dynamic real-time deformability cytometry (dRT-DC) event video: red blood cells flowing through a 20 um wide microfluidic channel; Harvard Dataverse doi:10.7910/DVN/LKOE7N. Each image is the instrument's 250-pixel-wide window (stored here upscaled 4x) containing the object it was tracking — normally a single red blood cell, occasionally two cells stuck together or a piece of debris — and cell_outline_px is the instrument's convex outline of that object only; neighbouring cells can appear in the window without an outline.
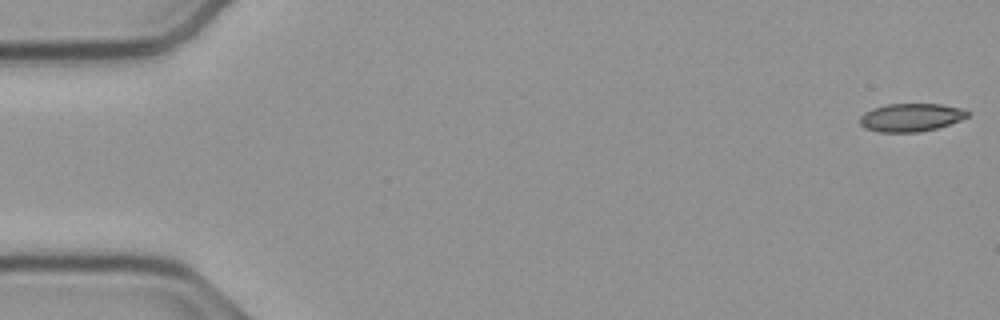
{"species": "common noctule bat (a hibernating species)", "species_latin": "Nyctalus noctula", "temperature_condition": "cold", "stored_images_in_passage": 54, "camera_frame_rate_fps": 3000, "um_per_image_px": 0.085, "animal": {"sex": "male", "body_mass_g": 23.1, "forearm_length_mm": 52.7}, "frame": {"image": 1, "passage_image": 1, "time_ms": 0.0, "image_size_px": [1000, 320], "cell_outline_px": [[972, 112], [968, 116], [960, 120], [936, 128], [920, 132], [880, 132], [864, 128], [860, 124], [860, 116], [864, 112], [872, 108], [888, 104], [940, 104], [960, 108]], "centroid_in_image_um": [77.41, 9.98], "position_along_channel_um": 7.6, "area_um2": 17.63}}
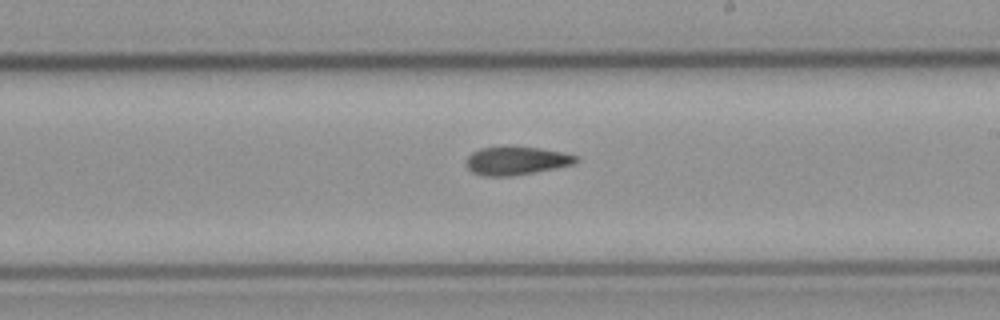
{"frame": {"image": 2, "passage_image": 31, "time_ms": 10.0, "image_size_px": [1000, 320], "cell_outline_px": [[580, 160], [572, 164], [556, 168], [512, 176], [484, 176], [472, 172], [464, 164], [464, 160], [472, 152], [480, 148], [504, 144], [508, 144], [540, 148], [580, 156]], "centroid_in_image_um": [43.84, 13.62], "position_along_channel_um": 245.2, "area_um2": 18.79}}
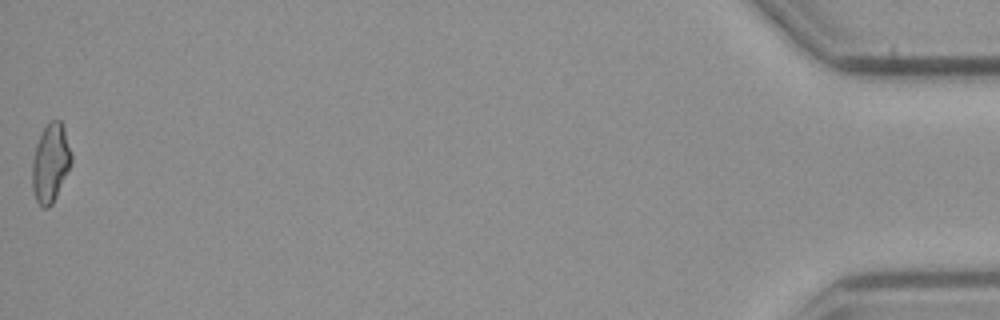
{"frame": {"image": 3, "passage_image": 54, "time_ms": 17.667, "image_size_px": [1000, 320], "cell_outline_px": [[72, 164], [52, 204], [48, 208], [40, 208], [36, 200], [32, 188], [32, 160], [36, 144], [44, 128], [52, 120], [60, 120], [64, 128], [72, 152]], "centroid_in_image_um": [4.3, 13.88], "position_along_channel_um": 430.9, "area_um2": 18.03}, "authors_computed_cell_mechanics": {"area_um2": 18.2648, "velocity_mm_per_s": 3.8111, "shape_relaxation_time_tau1_ms": 10.6411, "shape_relaxation_time_tau2_ms": 9.8684, "deformation_change_tau1": 0.2132, "deformation_change_tau2": 0.1905}}